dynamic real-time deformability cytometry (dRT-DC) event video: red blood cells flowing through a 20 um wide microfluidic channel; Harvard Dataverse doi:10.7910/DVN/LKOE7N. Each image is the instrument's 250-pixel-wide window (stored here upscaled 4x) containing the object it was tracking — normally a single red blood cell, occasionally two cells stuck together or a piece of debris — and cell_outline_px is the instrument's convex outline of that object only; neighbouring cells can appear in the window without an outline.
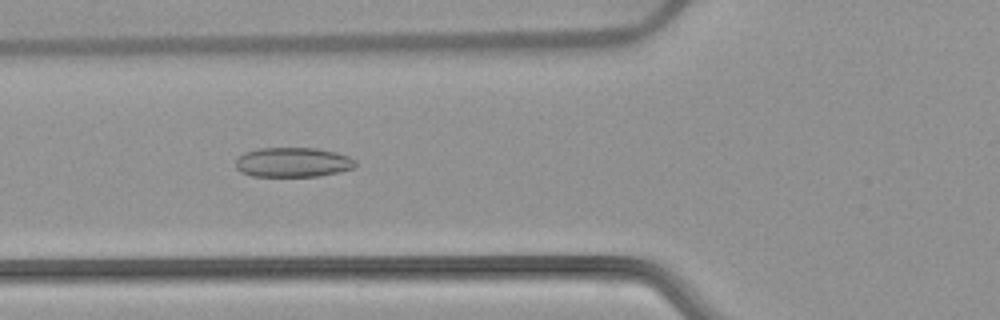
{"species": "common noctule bat (a hibernating species)", "species_latin": "Nyctalus noctula", "temperature_condition": "warm", "stored_images_in_passage": 53, "camera_frame_rate_fps": 3000, "um_per_image_px": 0.085, "animal": {"sex": "female", "body_mass_g": 22.7, "forearm_length_mm": 54.2}, "frame": {"image": 1, "passage_image": 20, "time_ms": 6.333, "image_size_px": [1000, 320], "cell_outline_px": [[356, 164], [352, 168], [340, 172], [320, 176], [252, 176], [240, 172], [236, 168], [236, 160], [244, 152], [260, 148], [316, 148], [336, 152], [348, 156], [356, 160]], "centroid_in_image_um": [24.9, 13.79], "position_along_channel_um": 100.9, "area_um2": 20.75}}
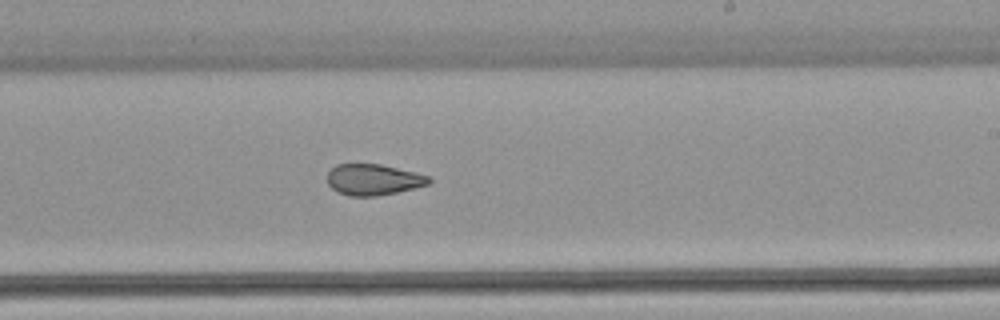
{"frame": {"image": 2, "passage_image": 32, "time_ms": 10.333, "image_size_px": [1000, 320], "cell_outline_px": [[432, 180], [428, 184], [396, 192], [376, 196], [348, 196], [332, 188], [328, 184], [328, 172], [336, 164], [380, 164], [416, 172], [432, 176]], "centroid_in_image_um": [31.75, 15.26], "position_along_channel_um": 257.2, "area_um2": 18.32}}
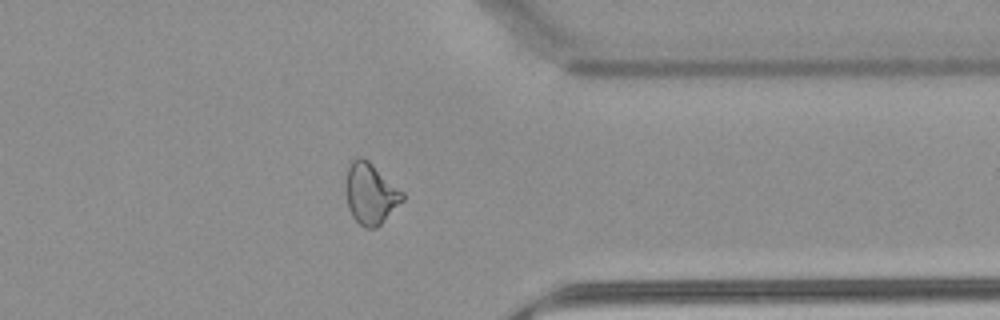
{"frame": {"image": 3, "passage_image": 42, "time_ms": 13.667, "image_size_px": [1000, 320], "cell_outline_px": [[404, 200], [376, 228], [364, 228], [352, 216], [348, 208], [344, 192], [348, 168], [352, 160], [356, 156], [360, 156], [368, 160], [404, 192]], "centroid_in_image_um": [31.48, 16.45], "position_along_channel_um": 379.9, "area_um2": 20.29}, "authors_computed_cell_mechanics": {"area_um2": 22.3686, "velocity_mm_per_s": 3.9093, "shape_relaxation_time_tau1_ms": null, "shape_relaxation_time_tau2_ms": 3.0052, "deformation_change_tau1": null, "deformation_change_tau2": 0.0946}}